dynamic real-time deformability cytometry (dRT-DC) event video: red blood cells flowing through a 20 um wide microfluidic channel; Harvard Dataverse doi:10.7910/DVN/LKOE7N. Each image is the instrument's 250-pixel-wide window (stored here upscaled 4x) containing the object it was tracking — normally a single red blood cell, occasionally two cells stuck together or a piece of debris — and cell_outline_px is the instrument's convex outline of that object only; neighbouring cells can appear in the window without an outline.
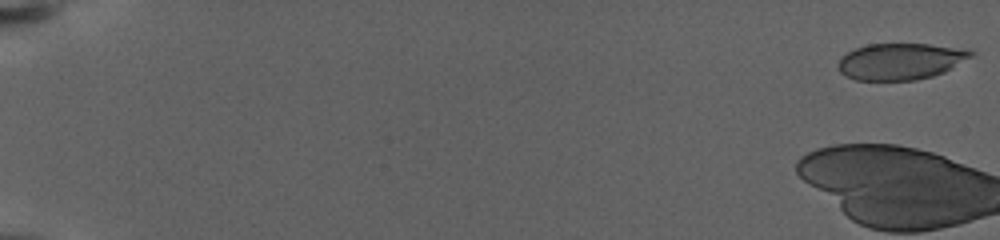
{"species": "human", "species_latin": "Homo sapiens", "temperature_condition": "warm", "stored_images_in_passage": 17, "camera_frame_rate_fps": 3000, "um_per_image_px": 0.085, "donor": {"sex": "female"}, "frame": {"image": 1, "passage_image": 1, "time_ms": 0.0, "image_size_px": [1000, 240], "cell_outline_px": [[976, 52], [972, 56], [944, 72], [932, 76], [916, 80], [856, 80], [844, 76], [836, 68], [836, 64], [840, 56], [856, 48], [868, 44], [928, 44], [968, 48]], "centroid_in_image_um": [76.52, 5.21], "position_along_channel_um": 8.5, "area_um2": 28.55}}